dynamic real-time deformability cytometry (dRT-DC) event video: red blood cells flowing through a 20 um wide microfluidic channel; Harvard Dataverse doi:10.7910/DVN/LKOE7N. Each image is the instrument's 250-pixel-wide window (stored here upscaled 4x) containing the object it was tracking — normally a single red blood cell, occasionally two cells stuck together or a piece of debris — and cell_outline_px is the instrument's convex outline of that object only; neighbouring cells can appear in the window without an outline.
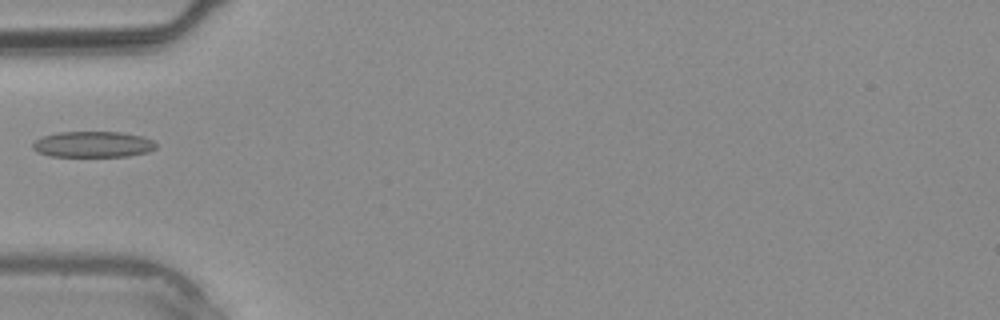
{"species": "common noctule bat (a hibernating species)", "species_latin": "Nyctalus noctula", "temperature_condition": "warm", "stored_images_in_passage": 1, "camera_frame_rate_fps": 3000, "um_per_image_px": 0.085, "animal": {"sex": "male", "body_mass_g": 20.4}, "frame": {"image": 1, "passage_image": 1, "time_ms": 0.0, "image_size_px": [1000, 320], "cell_outline_px": [[156, 148], [148, 152], [128, 156], [52, 156], [36, 152], [32, 148], [32, 144], [36, 140], [44, 136], [60, 132], [120, 132], [144, 136], [152, 140], [156, 144]], "centroid_in_image_um": [7.92, 12.27], "position_along_channel_um": 77.1, "area_um2": 18.61}}